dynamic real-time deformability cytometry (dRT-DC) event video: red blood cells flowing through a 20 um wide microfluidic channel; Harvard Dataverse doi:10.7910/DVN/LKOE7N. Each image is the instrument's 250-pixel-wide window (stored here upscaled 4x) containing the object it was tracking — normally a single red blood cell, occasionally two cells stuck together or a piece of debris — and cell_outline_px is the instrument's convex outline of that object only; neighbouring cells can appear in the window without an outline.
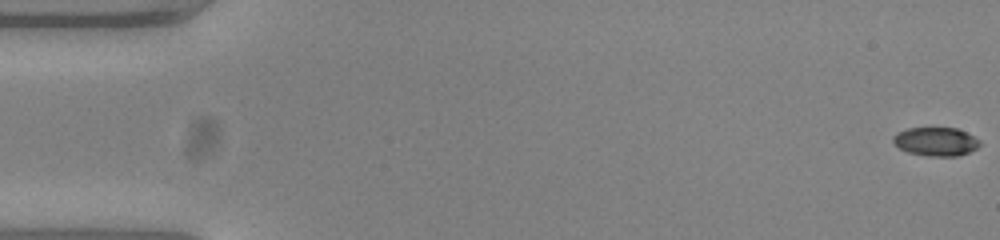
{"species": "common noctule bat (a hibernating species)", "species_latin": "Nyctalus noctula", "temperature_condition": "warm", "stored_images_in_passage": 54, "camera_frame_rate_fps": 3000, "um_per_image_px": 0.085, "animal": {"sex": "female", "body_mass_g": 23.0, "forearm_length_mm": 53.4}, "frame": {"image": 1, "passage_image": 1, "time_ms": 0.0, "image_size_px": [1000, 240], "cell_outline_px": [[980, 144], [976, 148], [960, 156], [924, 156], [908, 152], [892, 144], [892, 136], [896, 132], [908, 128], [956, 128], [980, 140]], "centroid_in_image_um": [79.49, 12.04], "position_along_channel_um": 5.5, "area_um2": 14.51}}
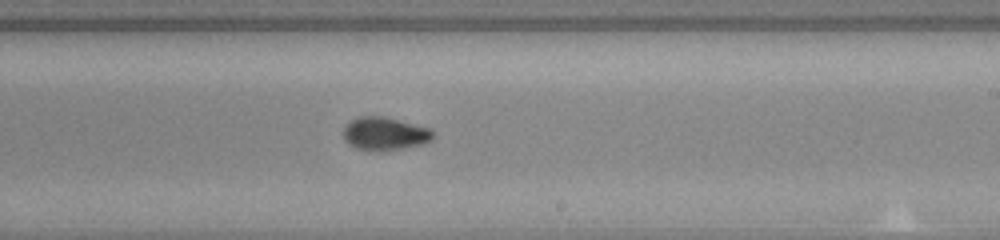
{"frame": {"image": 2, "passage_image": 33, "time_ms": 10.667, "image_size_px": [1000, 240], "cell_outline_px": [[436, 132], [432, 140], [424, 144], [404, 148], [356, 148], [348, 144], [344, 140], [344, 128], [352, 120], [360, 116], [384, 116], [432, 128]], "centroid_in_image_um": [32.79, 11.32], "position_along_channel_um": 256.2, "area_um2": 16.94}}
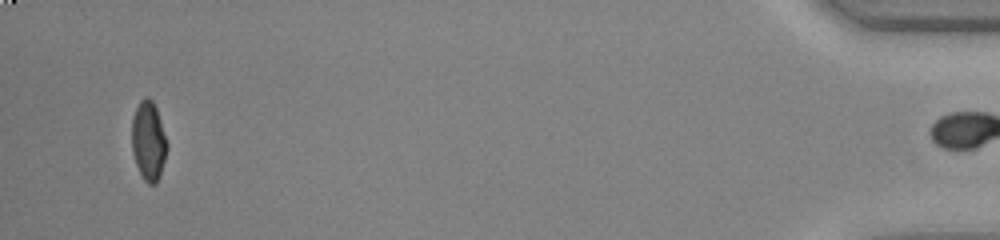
{"frame": {"image": 3, "passage_image": 53, "time_ms": 17.333, "image_size_px": [1000, 240], "cell_outline_px": [[168, 148], [160, 176], [156, 184], [148, 184], [144, 180], [136, 164], [132, 152], [132, 116], [140, 100], [144, 96], [148, 96], [152, 100], [156, 108], [168, 144]], "centroid_in_image_um": [12.62, 11.97], "position_along_channel_um": 422.6, "area_um2": 16.36}, "authors_computed_cell_mechanics": {"area_um2": 16.2418, "velocity_mm_per_s": 3.7908, "shape_relaxation_time_tau1_ms": 3.6279, "shape_relaxation_time_tau2_ms": 1.0557, "deformation_change_tau1": 0.1625, "deformation_change_tau2": 0.0479}}